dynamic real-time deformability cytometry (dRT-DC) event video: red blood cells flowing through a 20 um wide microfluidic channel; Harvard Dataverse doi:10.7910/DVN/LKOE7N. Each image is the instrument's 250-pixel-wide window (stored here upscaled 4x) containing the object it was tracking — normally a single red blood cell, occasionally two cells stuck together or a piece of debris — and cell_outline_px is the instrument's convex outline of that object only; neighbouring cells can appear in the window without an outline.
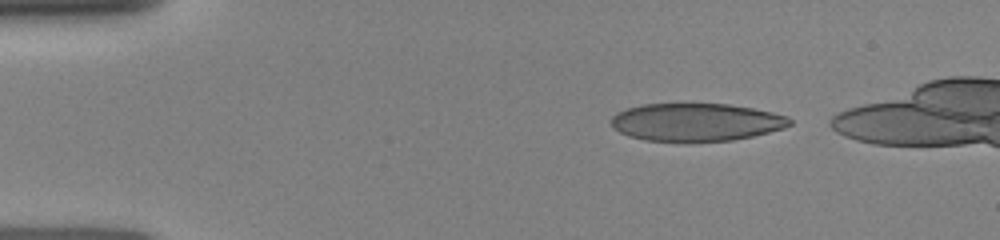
{"species": "human", "species_latin": "Homo sapiens", "temperature_condition": "room temperature", "stored_images_in_passage": 5, "camera_frame_rate_fps": 3000, "um_per_image_px": 0.085, "donor": {"sex": "female"}, "frame": {"image": 1, "passage_image": 1, "time_ms": 0.0, "image_size_px": [1000, 240], "cell_outline_px": [[792, 124], [784, 128], [752, 136], [732, 140], [688, 144], [684, 144], [644, 140], [628, 136], [612, 128], [612, 116], [616, 112], [640, 104], [728, 104], [752, 108], [772, 112], [788, 116], [792, 120]], "centroid_in_image_um": [59.14, 10.42], "position_along_channel_um": 25.9, "area_um2": 40.29}}
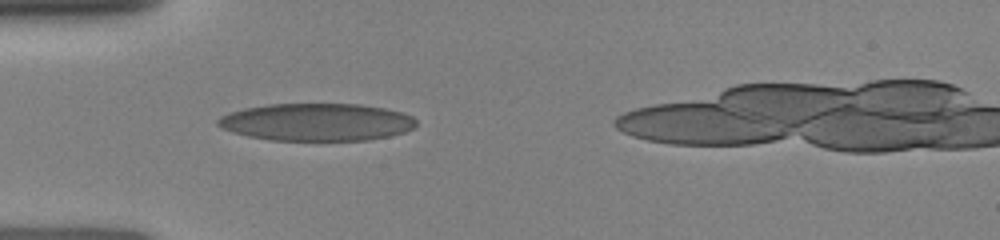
{"frame": {"image": 2, "passage_image": 4, "time_ms": 2.333, "image_size_px": [1000, 240], "cell_outline_px": [[416, 124], [412, 128], [404, 132], [388, 136], [368, 140], [268, 140], [248, 136], [232, 132], [216, 124], [216, 120], [220, 116], [228, 112], [244, 108], [268, 104], [360, 104], [384, 108], [404, 112], [412, 116], [416, 120]], "centroid_in_image_um": [26.9, 10.37], "position_along_channel_um": 58.1, "area_um2": 43.47}}
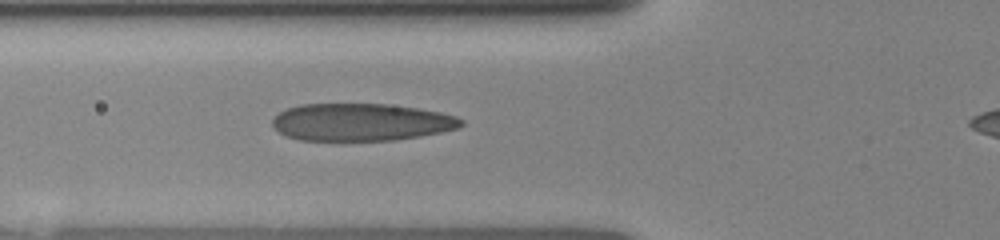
{"frame": {"image": 3, "passage_image": 5, "time_ms": 3.333, "image_size_px": [1000, 240], "cell_outline_px": [[464, 124], [460, 128], [420, 136], [396, 140], [300, 140], [288, 136], [280, 132], [272, 124], [272, 120], [280, 112], [288, 108], [300, 104], [384, 104], [416, 108], [440, 112], [456, 116], [464, 120]], "centroid_in_image_um": [30.73, 10.38], "position_along_channel_um": 95.1, "area_um2": 40.98}}